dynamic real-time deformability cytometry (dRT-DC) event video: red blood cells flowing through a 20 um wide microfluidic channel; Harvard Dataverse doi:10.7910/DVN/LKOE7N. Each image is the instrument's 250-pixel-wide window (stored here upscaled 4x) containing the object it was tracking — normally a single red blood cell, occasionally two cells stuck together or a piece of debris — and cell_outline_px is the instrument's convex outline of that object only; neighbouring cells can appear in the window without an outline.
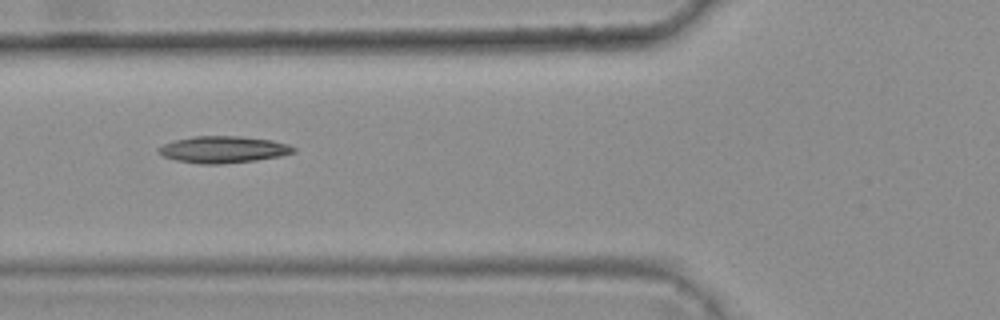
{"species": "common noctule bat (a hibernating species)", "species_latin": "Nyctalus noctula", "temperature_condition": "warm", "stored_images_in_passage": 8, "camera_frame_rate_fps": 3000, "um_per_image_px": 0.085, "animal": {"sex": "female", "body_mass_g": 25.1}, "frame": {"image": 1, "passage_image": 6, "time_ms": 1.667, "image_size_px": [1000, 320], "cell_outline_px": [[296, 152], [280, 156], [256, 160], [220, 164], [200, 164], [176, 160], [164, 156], [156, 148], [164, 144], [176, 140], [192, 136], [240, 136], [272, 140], [288, 144], [296, 148]], "centroid_in_image_um": [19.0, 12.7], "position_along_channel_um": 106.8, "area_um2": 20.98}}
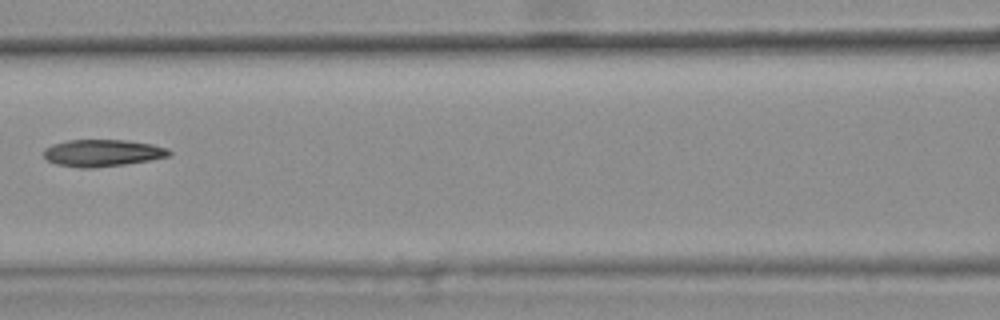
{"frame": {"image": 2, "passage_image": 7, "time_ms": 2.0, "image_size_px": [1000, 320], "cell_outline_px": [[172, 152], [168, 156], [148, 160], [124, 164], [92, 168], [80, 168], [56, 164], [48, 160], [44, 156], [44, 148], [52, 144], [68, 140], [124, 140], [152, 144], [168, 148]], "centroid_in_image_um": [8.68, 13.0], "position_along_channel_um": 157.9, "area_um2": 19.59}}